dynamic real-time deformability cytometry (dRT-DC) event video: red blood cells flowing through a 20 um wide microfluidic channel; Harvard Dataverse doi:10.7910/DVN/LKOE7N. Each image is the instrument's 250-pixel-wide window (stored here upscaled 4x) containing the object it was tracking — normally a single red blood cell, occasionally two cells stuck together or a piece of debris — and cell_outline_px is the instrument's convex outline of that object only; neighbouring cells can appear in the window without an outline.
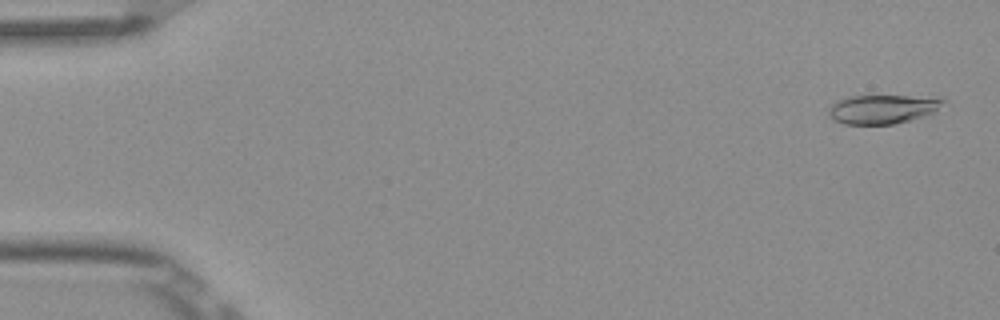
{"species": "Egyptian fruit bat (a non-hibernating species)", "species_latin": "Rousettus aegyptiacus", "temperature_condition": "room temperature", "stored_images_in_passage": 5, "camera_frame_rate_fps": 3000, "um_per_image_px": 0.085, "frame": {"image": 1, "passage_image": 1, "time_ms": 0.0, "image_size_px": [1000, 320], "cell_outline_px": [[948, 100], [936, 112], [924, 116], [896, 124], [844, 124], [828, 116], [828, 108], [836, 100], [848, 96], [944, 96]], "centroid_in_image_um": [75.11, 9.26], "position_along_channel_um": 9.9, "area_um2": 19.88}}